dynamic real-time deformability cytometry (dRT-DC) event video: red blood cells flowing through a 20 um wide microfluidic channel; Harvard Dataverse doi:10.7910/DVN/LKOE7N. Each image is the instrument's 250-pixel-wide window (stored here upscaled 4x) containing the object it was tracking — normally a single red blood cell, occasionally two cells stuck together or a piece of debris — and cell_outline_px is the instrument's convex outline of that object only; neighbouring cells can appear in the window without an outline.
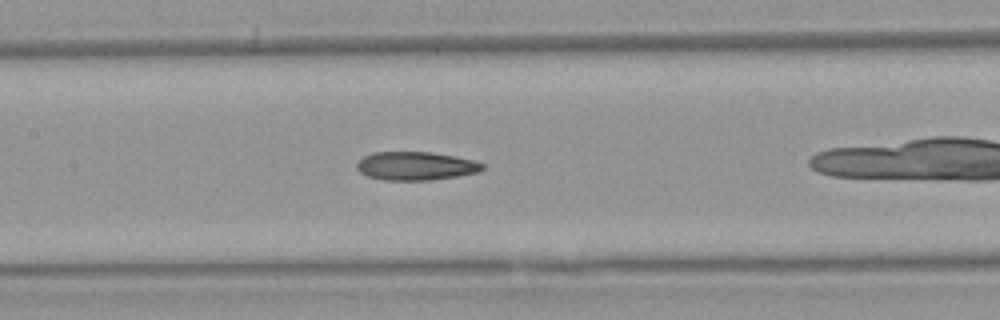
{"species": "Egyptian fruit bat (a non-hibernating species)", "species_latin": "Rousettus aegyptiacus", "temperature_condition": "warm", "stored_images_in_passage": 25, "camera_frame_rate_fps": 3000, "um_per_image_px": 0.085, "animal": {"sex": "female"}, "frame": {"image": 1, "passage_image": 8, "time_ms": 2.333, "image_size_px": [1000, 320], "cell_outline_px": [[484, 168], [480, 172], [460, 176], [432, 180], [384, 180], [368, 176], [360, 172], [356, 168], [356, 164], [364, 156], [372, 152], [432, 152], [456, 156], [476, 160], [484, 164]], "centroid_in_image_um": [35.39, 14.1], "position_along_channel_um": 172.0, "area_um2": 21.1}}
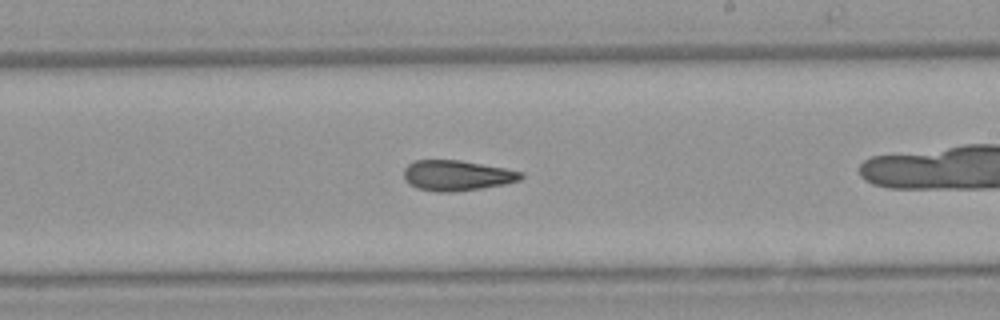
{"frame": {"image": 2, "passage_image": 14, "time_ms": 4.333, "image_size_px": [1000, 320], "cell_outline_px": [[524, 176], [520, 180], [504, 184], [480, 188], [452, 192], [436, 192], [416, 188], [408, 184], [404, 180], [404, 168], [412, 160], [460, 160], [504, 168], [524, 172]], "centroid_in_image_um": [38.8, 14.91], "position_along_channel_um": 250.2, "area_um2": 20.87}}
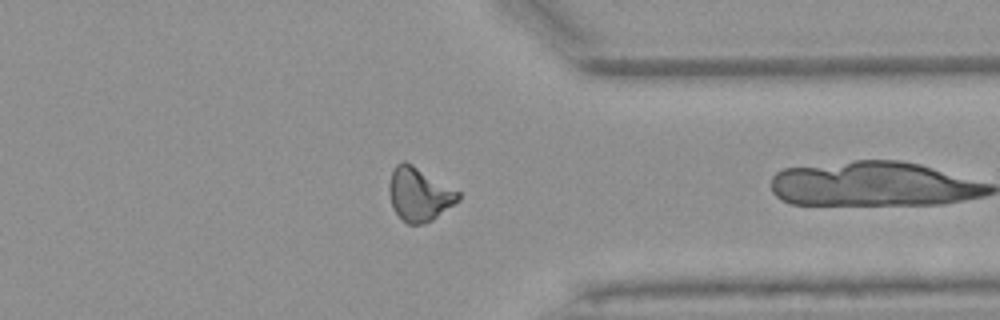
{"frame": {"image": 3, "passage_image": 24, "time_ms": 7.667, "image_size_px": [1000, 320], "cell_outline_px": [[460, 200], [432, 220], [424, 224], [408, 224], [392, 208], [388, 192], [388, 184], [392, 168], [400, 160], [404, 160], [412, 164], [460, 192]], "centroid_in_image_um": [35.6, 16.49], "position_along_channel_um": 375.8, "area_um2": 21.68}}